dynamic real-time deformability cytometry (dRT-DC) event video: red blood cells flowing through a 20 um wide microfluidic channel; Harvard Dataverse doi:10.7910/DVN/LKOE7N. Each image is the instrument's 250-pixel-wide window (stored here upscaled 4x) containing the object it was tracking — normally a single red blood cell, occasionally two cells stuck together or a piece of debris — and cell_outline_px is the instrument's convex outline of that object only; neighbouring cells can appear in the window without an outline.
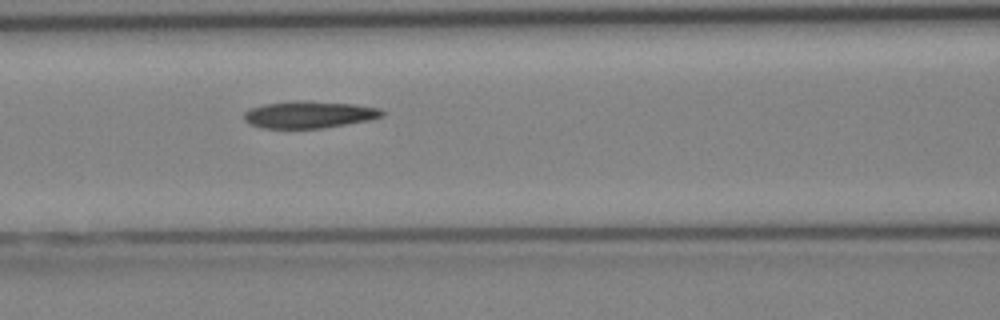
{"species": "Egyptian fruit bat (a non-hibernating species)", "species_latin": "Rousettus aegyptiacus", "temperature_condition": "cold", "stored_images_in_passage": 8, "segment_of_instrument_passage": [3, 3], "camera_frame_rate_fps": 3000, "um_per_image_px": 0.085, "animal": {"sex": "female"}, "frame": {"image": 1, "passage_image": 8, "time_ms": 8.0, "image_size_px": [1000, 320], "cell_outline_px": [[384, 116], [368, 120], [324, 128], [264, 128], [252, 124], [244, 120], [244, 112], [248, 108], [264, 104], [356, 104], [380, 108], [384, 112]], "centroid_in_image_um": [26.29, 9.8], "position_along_channel_um": 140.3, "area_um2": 20.4}}